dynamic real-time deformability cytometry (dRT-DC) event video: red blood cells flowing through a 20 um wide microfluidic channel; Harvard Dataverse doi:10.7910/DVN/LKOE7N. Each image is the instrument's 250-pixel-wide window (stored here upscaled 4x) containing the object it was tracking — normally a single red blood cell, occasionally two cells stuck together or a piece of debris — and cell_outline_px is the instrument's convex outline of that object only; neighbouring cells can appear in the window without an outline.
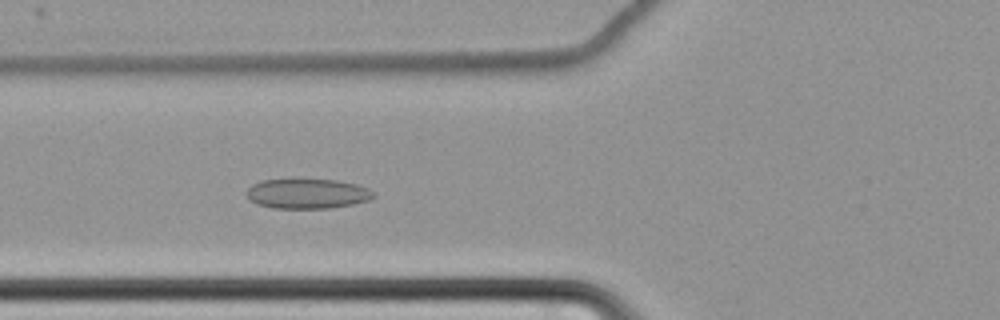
{"species": "common noctule bat (a hibernating species)", "species_latin": "Nyctalus noctula", "temperature_condition": "cold", "stored_images_in_passage": 43, "camera_frame_rate_fps": 3000, "um_per_image_px": 0.085, "animal": {"sex": "female", "body_mass_g": 22.7, "forearm_length_mm": 54.2}, "frame": {"image": 1, "passage_image": 12, "time_ms": 3.667, "image_size_px": [1000, 320], "cell_outline_px": [[376, 196], [368, 200], [352, 204], [332, 208], [272, 208], [256, 204], [248, 200], [248, 188], [252, 184], [260, 180], [336, 180], [356, 184], [368, 188]], "centroid_in_image_um": [26.1, 16.47], "position_along_channel_um": 99.7, "area_um2": 21.96}}
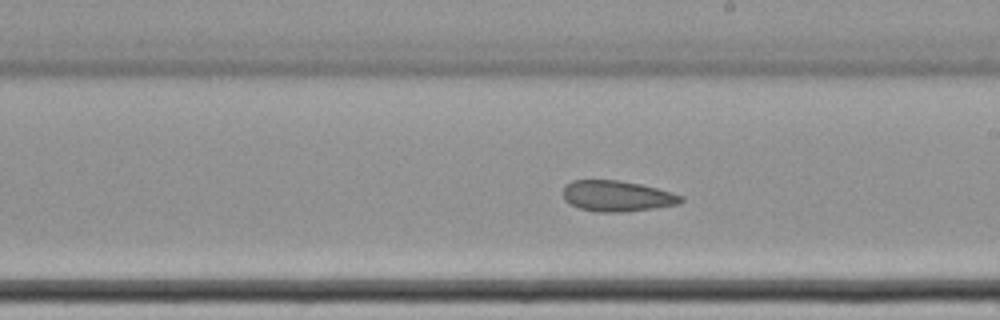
{"frame": {"image": 2, "passage_image": 24, "time_ms": 7.667, "image_size_px": [1000, 320], "cell_outline_px": [[684, 200], [680, 204], [624, 212], [596, 212], [580, 208], [564, 200], [564, 188], [572, 180], [616, 180], [640, 184], [672, 192], [684, 196]], "centroid_in_image_um": [52.48, 16.67], "position_along_channel_um": 236.5, "area_um2": 21.04}}
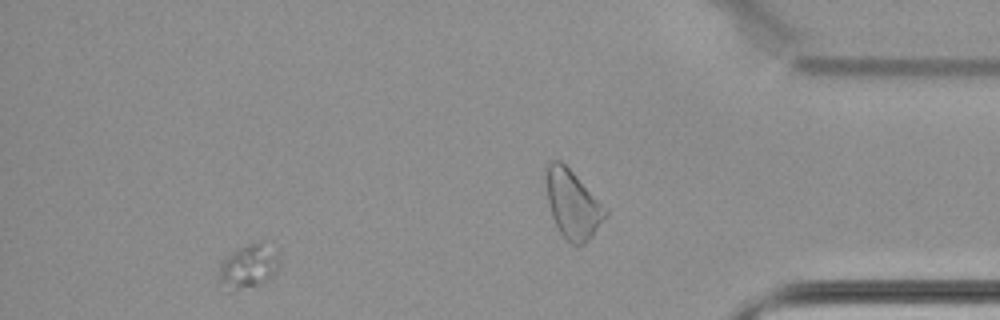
{"frame": {"image": 3, "passage_image": 38, "time_ms": 12.333, "image_size_px": [1000, 320], "cell_outline_px": [[276, 272], [272, 276], [256, 284], [236, 284], [220, 280], [220, 264], [232, 252], [248, 244], [260, 244], [276, 256]], "centroid_in_image_um": [21.12, 22.56], "position_along_channel_um": 414.1, "area_um2": 12.83}, "authors_computed_cell_mechanics": {"area_um2": 21.675, "velocity_mm_per_s": 3.4281, "shape_relaxation_time_tau1_ms": null, "shape_relaxation_time_tau2_ms": 7.7511, "deformation_change_tau1": null, "deformation_change_tau2": 0.1499}}